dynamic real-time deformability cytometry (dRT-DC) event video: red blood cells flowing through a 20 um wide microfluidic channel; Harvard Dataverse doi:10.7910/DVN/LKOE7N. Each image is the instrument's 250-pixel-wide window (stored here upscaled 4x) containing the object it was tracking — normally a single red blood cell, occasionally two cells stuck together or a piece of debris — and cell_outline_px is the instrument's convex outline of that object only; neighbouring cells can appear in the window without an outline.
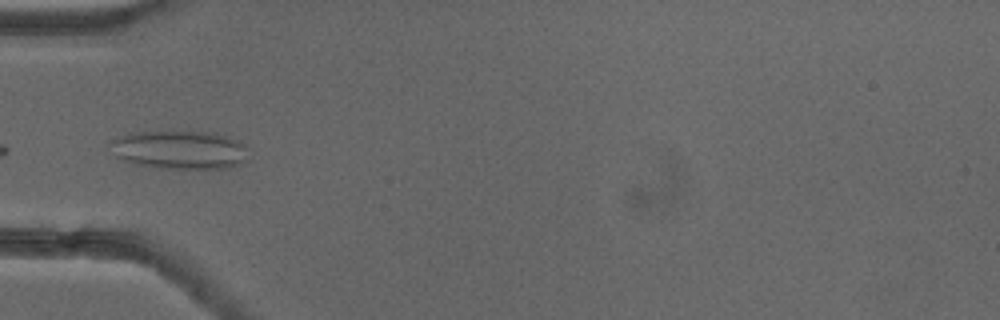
{"species": "common noctule bat (a hibernating species)", "species_latin": "Nyctalus noctula", "temperature_condition": "cold", "stored_images_in_passage": 22, "camera_frame_rate_fps": 3000, "um_per_image_px": 0.085, "animal": {"sex": "female"}, "frame": {"image": 1, "passage_image": 1, "time_ms": 0.0, "image_size_px": [1000, 320], "cell_outline_px": [[248, 160], [244, 164], [232, 168], [152, 168], [120, 160], [116, 156], [108, 144], [112, 140], [128, 132], [212, 132], [228, 136], [244, 144], [248, 148]], "centroid_in_image_um": [15.3, 12.75], "position_along_channel_um": 69.7, "area_um2": 31.5}}
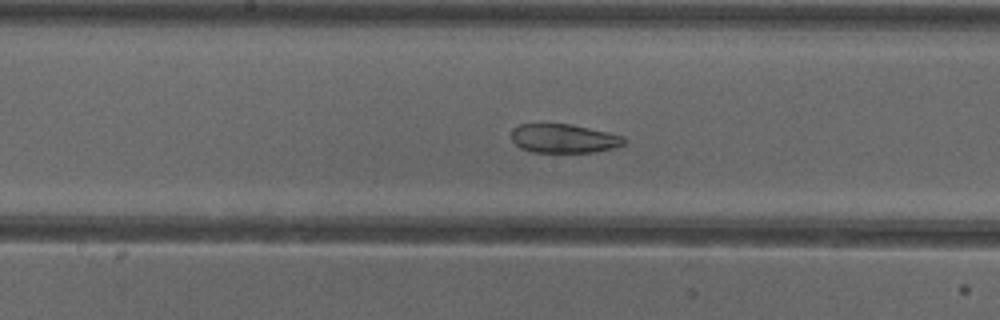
{"frame": {"image": 2, "passage_image": 11, "time_ms": 3.333, "image_size_px": [1000, 320], "cell_outline_px": [[628, 140], [624, 144], [612, 148], [592, 152], [532, 152], [520, 148], [512, 140], [512, 128], [520, 124], [572, 124], [608, 132], [624, 136]], "centroid_in_image_um": [47.93, 11.76], "position_along_channel_um": 200.3, "area_um2": 19.02}}
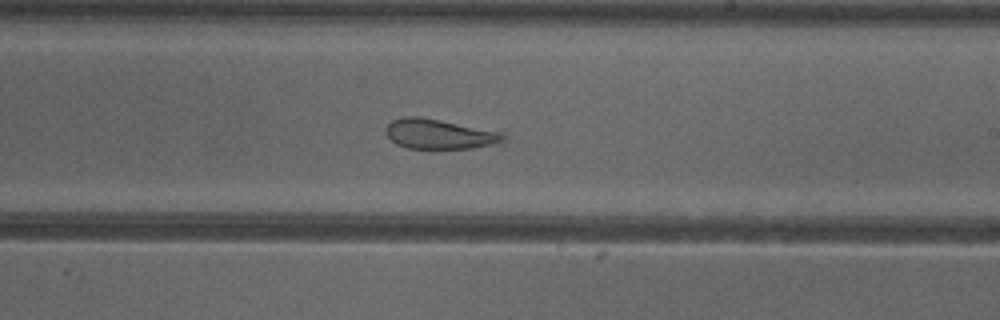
{"frame": {"image": 3, "passage_image": 15, "time_ms": 4.667, "image_size_px": [1000, 320], "cell_outline_px": [[508, 136], [504, 144], [472, 148], [408, 148], [396, 144], [384, 132], [384, 128], [392, 120], [404, 116], [420, 116], [508, 132]], "centroid_in_image_um": [37.47, 11.38], "position_along_channel_um": 251.5, "area_um2": 21.21}}